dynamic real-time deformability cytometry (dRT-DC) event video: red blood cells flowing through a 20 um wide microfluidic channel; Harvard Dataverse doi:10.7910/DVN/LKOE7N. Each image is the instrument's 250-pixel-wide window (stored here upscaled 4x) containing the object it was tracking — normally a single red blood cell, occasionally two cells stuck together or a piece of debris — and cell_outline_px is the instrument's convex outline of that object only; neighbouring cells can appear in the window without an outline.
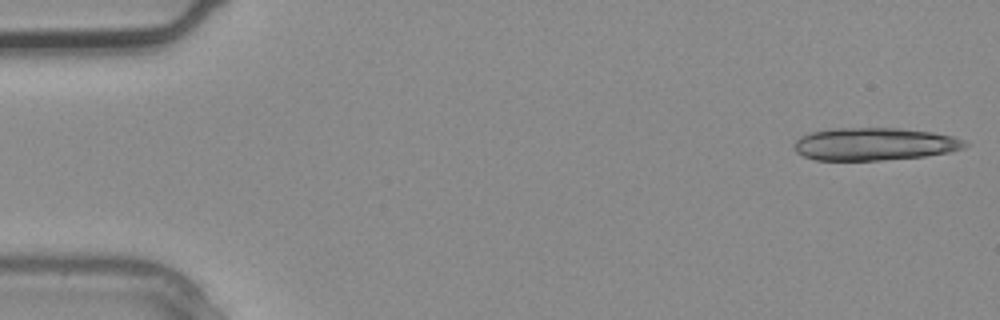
{"species": "common noctule bat (a hibernating species)", "species_latin": "Nyctalus noctula", "temperature_condition": "warm", "stored_images_in_passage": 4, "camera_frame_rate_fps": 3000, "um_per_image_px": 0.085, "animal": {"sex": "male", "body_mass_g": 20.4}, "frame": {"image": 1, "passage_image": 1, "time_ms": 0.0, "image_size_px": [1000, 320], "cell_outline_px": [[968, 144], [964, 148], [948, 152], [924, 156], [884, 160], [816, 160], [804, 156], [796, 152], [792, 144], [796, 140], [808, 132], [832, 128], [900, 128], [932, 132], [952, 136], [964, 140]], "centroid_in_image_um": [74.29, 12.24], "position_along_channel_um": 10.7, "area_um2": 32.6}}
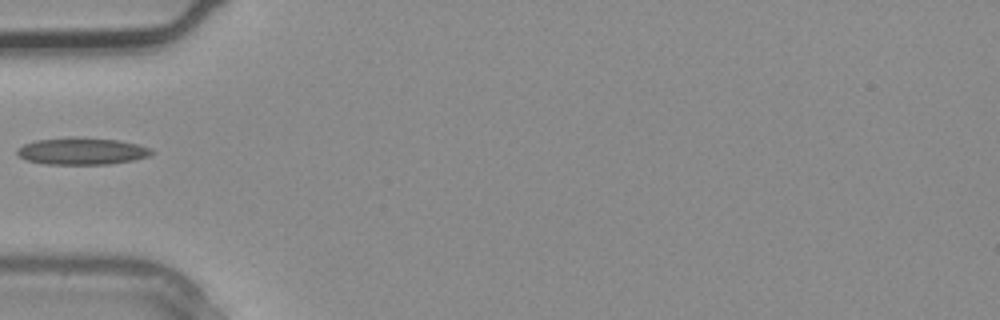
{"frame": {"image": 2, "passage_image": 4, "time_ms": 1.0, "image_size_px": [1000, 320], "cell_outline_px": [[152, 152], [148, 156], [132, 160], [108, 164], [44, 164], [28, 160], [20, 156], [16, 152], [24, 144], [36, 140], [72, 136], [76, 136], [120, 140], [152, 148]], "centroid_in_image_um": [6.96, 12.83], "position_along_channel_um": 78.0, "area_um2": 21.1}}